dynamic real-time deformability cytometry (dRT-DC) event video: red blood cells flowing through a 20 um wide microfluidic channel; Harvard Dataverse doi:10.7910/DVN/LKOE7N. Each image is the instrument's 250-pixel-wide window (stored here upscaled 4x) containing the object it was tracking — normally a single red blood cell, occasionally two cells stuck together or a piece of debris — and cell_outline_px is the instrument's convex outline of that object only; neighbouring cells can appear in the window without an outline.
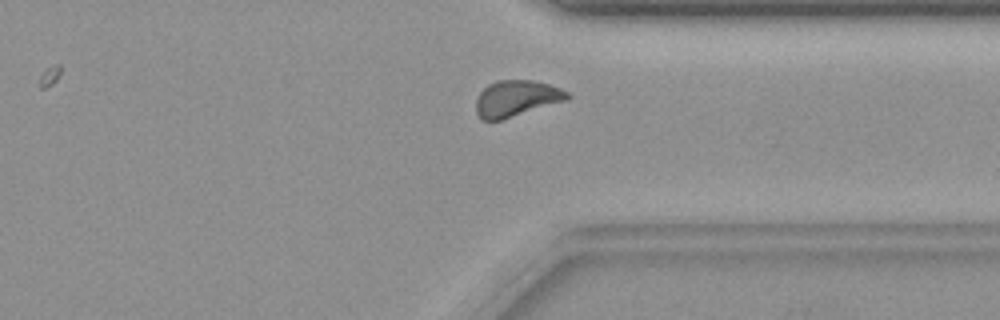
{"species": "common noctule bat (a hibernating species)", "species_latin": "Nyctalus noctula", "temperature_condition": "warm", "stored_images_in_passage": 27, "camera_frame_rate_fps": 3000, "um_per_image_px": 0.085, "animal": {"sex": "female", "body_mass_g": 19.9}, "frame": {"image": 1, "passage_image": 25, "time_ms": 8.0, "image_size_px": [1000, 320], "cell_outline_px": [[572, 96], [568, 100], [500, 120], [480, 120], [476, 112], [476, 100], [480, 92], [488, 84], [496, 80], [532, 80], [548, 84], [560, 88], [568, 92]], "centroid_in_image_um": [43.89, 8.36], "position_along_channel_um": 367.5, "area_um2": 19.31}}